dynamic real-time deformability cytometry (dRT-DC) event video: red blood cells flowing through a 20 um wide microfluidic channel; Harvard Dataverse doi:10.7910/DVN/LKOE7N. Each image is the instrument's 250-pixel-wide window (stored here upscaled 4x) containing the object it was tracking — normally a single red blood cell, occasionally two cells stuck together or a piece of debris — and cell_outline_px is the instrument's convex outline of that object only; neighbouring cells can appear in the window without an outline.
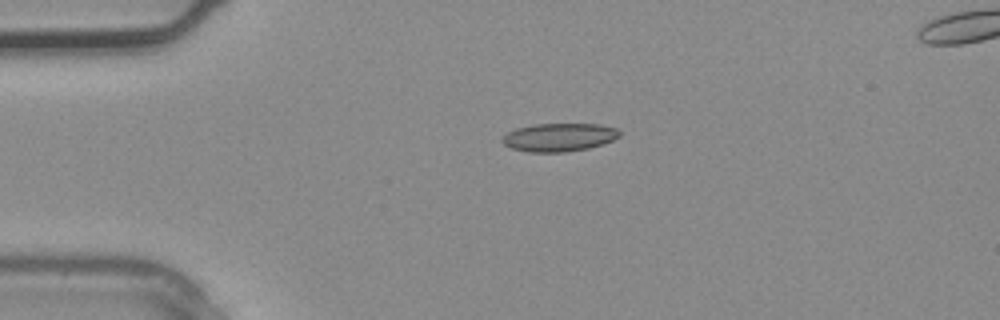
{"species": "common noctule bat (a hibernating species)", "species_latin": "Nyctalus noctula", "temperature_condition": "warm", "stored_images_in_passage": 4, "camera_frame_rate_fps": 3000, "um_per_image_px": 0.085, "animal": {"sex": "male", "body_mass_g": 20.4}, "frame": {"image": 1, "passage_image": 3, "time_ms": 0.667, "image_size_px": [1000, 320], "cell_outline_px": [[620, 136], [612, 140], [588, 148], [564, 152], [528, 152], [512, 148], [504, 144], [500, 140], [508, 132], [516, 128], [532, 124], [600, 124], [616, 128], [620, 132]], "centroid_in_image_um": [47.5, 11.66], "position_along_channel_um": 37.5, "area_um2": 19.19}}